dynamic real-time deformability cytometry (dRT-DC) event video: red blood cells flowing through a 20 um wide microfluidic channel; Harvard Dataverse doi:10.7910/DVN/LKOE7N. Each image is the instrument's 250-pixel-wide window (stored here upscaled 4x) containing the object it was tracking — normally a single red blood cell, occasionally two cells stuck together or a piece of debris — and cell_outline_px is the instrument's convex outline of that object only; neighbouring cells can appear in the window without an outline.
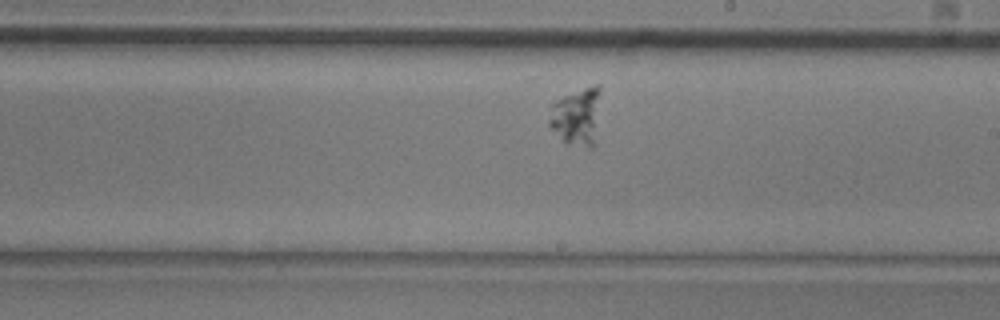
{"species": "common noctule bat (a hibernating species)", "species_latin": "Nyctalus noctula", "temperature_condition": "room temperature", "stored_images_in_passage": 6, "camera_frame_rate_fps": 3000, "um_per_image_px": 0.085, "animal": {"sex": "male", "body_mass_g": 20.5, "forearm_length_mm": 52.5}, "frame": {"image": 1, "passage_image": 6, "time_ms": 1.667, "image_size_px": [1000, 320], "cell_outline_px": [[600, 88], [592, 148], [568, 144], [548, 124], [548, 120], [552, 104], [556, 100], [564, 96], [596, 84], [600, 84]], "centroid_in_image_um": [48.98, 9.89], "position_along_channel_um": 240.0, "area_um2": 16.42}}